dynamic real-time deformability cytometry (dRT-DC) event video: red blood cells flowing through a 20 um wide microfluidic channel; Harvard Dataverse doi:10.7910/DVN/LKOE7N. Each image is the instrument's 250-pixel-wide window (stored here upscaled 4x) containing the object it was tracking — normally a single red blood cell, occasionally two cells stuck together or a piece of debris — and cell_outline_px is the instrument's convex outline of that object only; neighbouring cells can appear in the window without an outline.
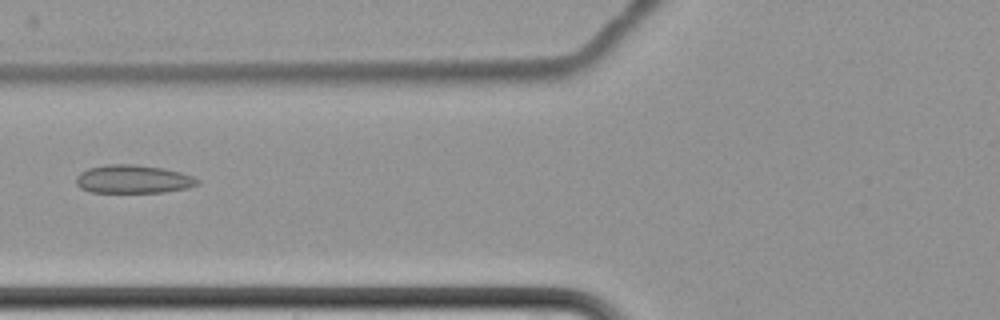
{"species": "common noctule bat (a hibernating species)", "species_latin": "Nyctalus noctula", "temperature_condition": "cold", "stored_images_in_passage": 10, "camera_frame_rate_fps": 3000, "um_per_image_px": 0.085, "animal": {"sex": "female", "body_mass_g": 22.7, "forearm_length_mm": 54.2}, "frame": {"image": 1, "passage_image": 7, "time_ms": 7.333, "image_size_px": [1000, 320], "cell_outline_px": [[200, 184], [188, 188], [164, 192], [92, 192], [80, 188], [76, 184], [76, 176], [80, 172], [88, 168], [104, 164], [136, 164], [164, 168], [180, 172], [192, 176], [200, 180]], "centroid_in_image_um": [11.32, 15.22], "position_along_channel_um": 114.5, "area_um2": 20.23}}
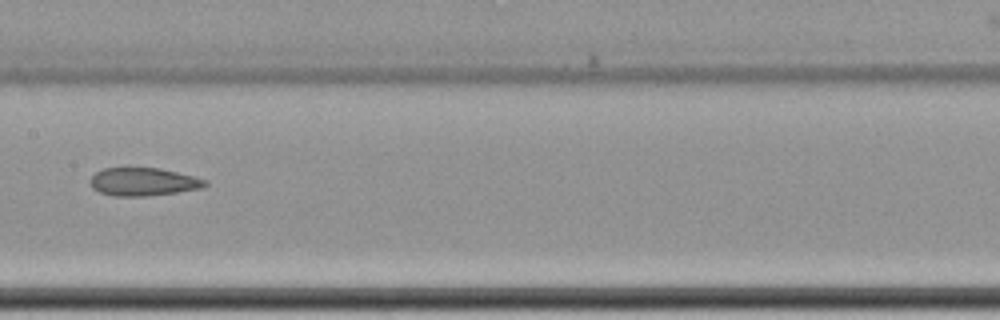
{"frame": {"image": 2, "passage_image": 9, "time_ms": 9.667, "image_size_px": [1000, 320], "cell_outline_px": [[208, 184], [204, 188], [148, 196], [112, 196], [100, 192], [92, 188], [88, 180], [96, 172], [104, 168], [160, 168], [208, 180]], "centroid_in_image_um": [12.17, 15.46], "position_along_channel_um": 195.2, "area_um2": 18.84}}
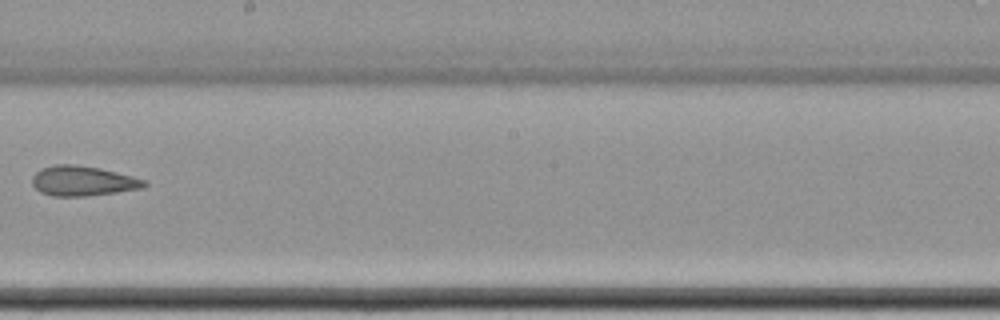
{"frame": {"image": 3, "passage_image": 10, "time_ms": 11.0, "image_size_px": [1000, 320], "cell_outline_px": [[148, 184], [144, 188], [88, 196], [52, 196], [40, 192], [32, 184], [32, 176], [40, 168], [56, 164], [76, 164], [100, 168], [148, 180]], "centroid_in_image_um": [7.05, 15.37], "position_along_channel_um": 241.2, "area_um2": 19.77}}